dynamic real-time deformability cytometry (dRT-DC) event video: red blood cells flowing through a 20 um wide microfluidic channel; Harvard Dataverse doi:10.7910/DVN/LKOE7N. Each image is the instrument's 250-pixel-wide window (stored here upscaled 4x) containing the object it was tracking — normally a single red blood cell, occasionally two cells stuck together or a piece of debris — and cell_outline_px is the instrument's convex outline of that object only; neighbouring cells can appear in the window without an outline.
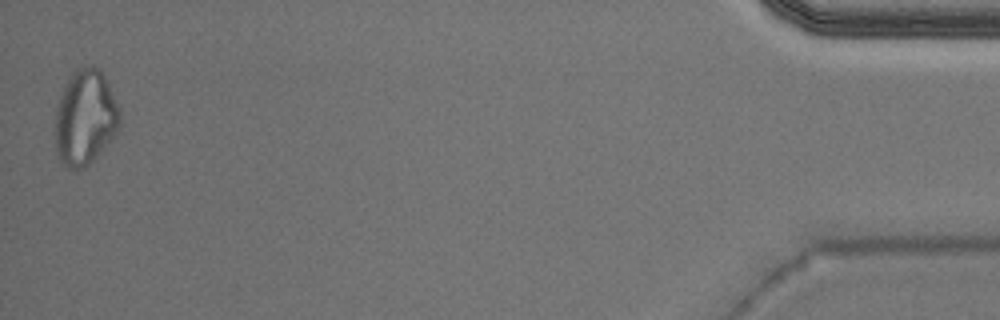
{"species": "Egyptian fruit bat (a non-hibernating species)", "species_latin": "Rousettus aegyptiacus", "temperature_condition": "warm", "stored_images_in_passage": 50, "camera_frame_rate_fps": 3000, "um_per_image_px": 0.085, "animal": {"sex": "male"}, "frame": {"image": 1, "passage_image": 50, "time_ms": 16.333, "image_size_px": [1000, 320], "cell_outline_px": [[120, 132], [84, 168], [64, 168], [60, 164], [56, 152], [56, 104], [72, 72], [76, 68], [96, 68], [104, 76], [120, 108]], "centroid_in_image_um": [7.25, 10.05], "position_along_channel_um": 427.9, "area_um2": 35.84}}